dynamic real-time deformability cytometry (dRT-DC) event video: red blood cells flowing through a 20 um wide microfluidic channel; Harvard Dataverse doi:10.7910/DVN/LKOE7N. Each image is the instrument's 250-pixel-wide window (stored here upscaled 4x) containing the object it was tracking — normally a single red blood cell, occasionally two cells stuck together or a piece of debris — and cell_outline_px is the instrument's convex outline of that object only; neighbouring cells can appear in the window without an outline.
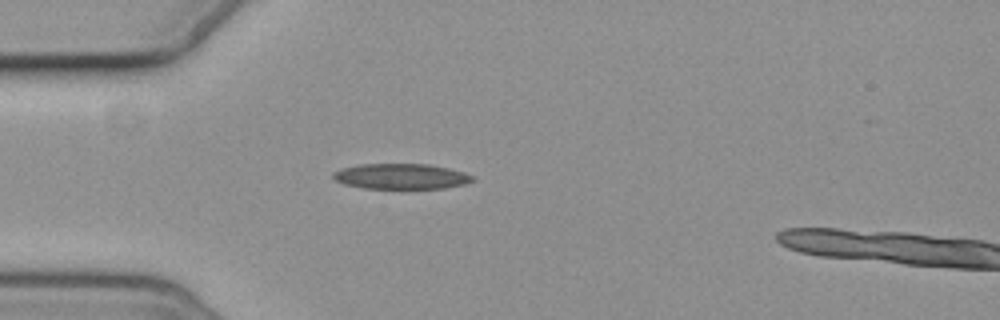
{"species": "common noctule bat (a hibernating species)", "species_latin": "Nyctalus noctula", "temperature_condition": "cold", "stored_images_in_passage": 3, "camera_frame_rate_fps": 3000, "um_per_image_px": 0.085, "animal": {"sex": "female", "body_mass_g": 19.3, "forearm_length_mm": 54.1}, "frame": {"image": 1, "passage_image": 2, "time_ms": 1.0, "image_size_px": [1000, 320], "cell_outline_px": [[476, 180], [464, 184], [444, 188], [364, 188], [344, 184], [336, 180], [332, 176], [332, 172], [340, 168], [360, 164], [428, 164], [448, 168], [464, 172], [472, 176]], "centroid_in_image_um": [34.07, 14.98], "position_along_channel_um": 50.9, "area_um2": 20.63}}